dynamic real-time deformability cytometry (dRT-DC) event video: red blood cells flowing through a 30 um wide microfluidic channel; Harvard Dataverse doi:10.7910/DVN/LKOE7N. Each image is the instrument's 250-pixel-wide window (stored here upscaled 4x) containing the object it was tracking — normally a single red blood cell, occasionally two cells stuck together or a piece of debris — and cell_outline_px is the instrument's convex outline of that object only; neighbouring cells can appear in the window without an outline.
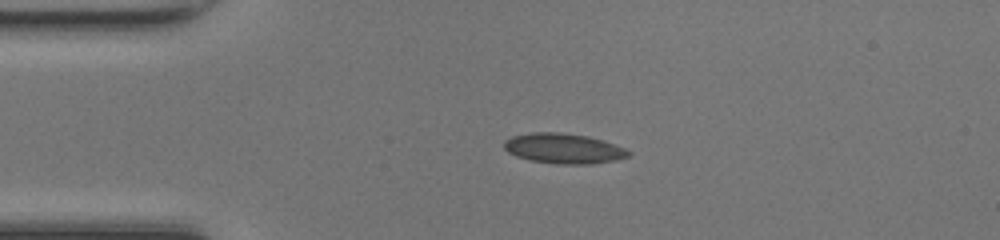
{"species": "common noctule bat (a hibernating species)", "species_latin": "Nyctalus noctula", "temperature_condition": "room temperature", "stored_images_in_passage": 38, "camera_frame_rate_fps": 3000, "um_per_image_px": 0.085, "animal": {"sex": "female", "body_mass_g": 17.0, "forearm_length_mm": 48.0}, "frame": {"image": 1, "passage_image": 1, "time_ms": 0.0, "image_size_px": [1000, 240], "cell_outline_px": [[632, 152], [628, 156], [616, 160], [592, 164], [556, 164], [532, 160], [516, 156], [508, 152], [504, 148], [504, 140], [512, 136], [532, 132], [560, 132], [588, 136], [604, 140], [624, 148]], "centroid_in_image_um": [47.91, 12.61], "position_along_channel_um": 37.1, "area_um2": 21.91}}
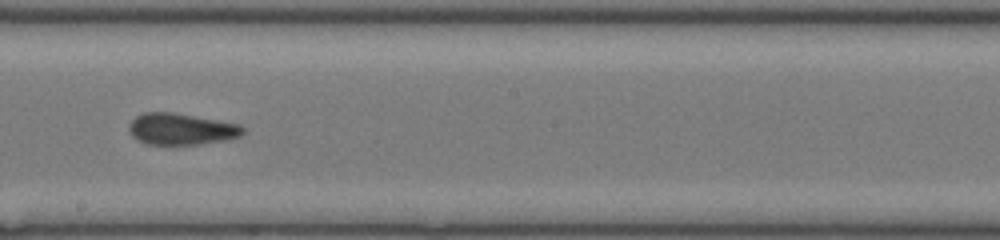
{"frame": {"image": 2, "passage_image": 17, "time_ms": 5.333, "image_size_px": [1000, 240], "cell_outline_px": [[244, 132], [240, 136], [224, 140], [200, 144], [148, 144], [136, 140], [132, 136], [128, 128], [128, 124], [136, 116], [144, 112], [172, 112], [240, 124], [244, 128]], "centroid_in_image_um": [15.37, 10.96], "position_along_channel_um": 232.8, "area_um2": 20.87}}
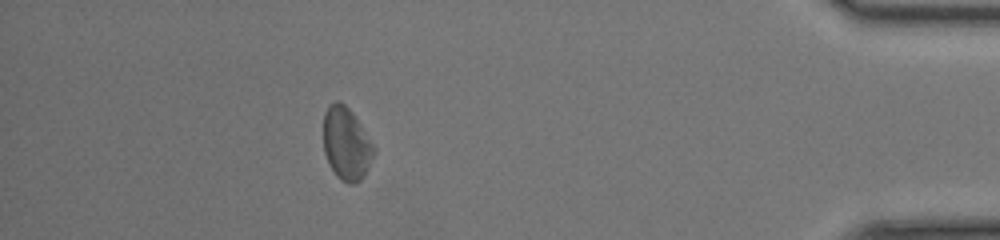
{"frame": {"image": 3, "passage_image": 33, "time_ms": 10.667, "image_size_px": [1000, 240], "cell_outline_px": [[376, 152], [364, 176], [360, 180], [352, 184], [348, 184], [340, 180], [336, 176], [328, 164], [324, 152], [324, 112], [328, 104], [336, 100], [340, 100], [352, 112], [376, 148]], "centroid_in_image_um": [29.44, 12.22], "position_along_channel_um": 405.8, "area_um2": 21.62}, "authors_computed_cell_mechanics": {"area_um2": 21.0392, "velocity_mm_per_s": 4.2689, "shape_relaxation_time_tau1_ms": null, "shape_relaxation_time_tau2_ms": 2.0895, "deformation_change_tau1": null, "deformation_change_tau2": 0.0844}}